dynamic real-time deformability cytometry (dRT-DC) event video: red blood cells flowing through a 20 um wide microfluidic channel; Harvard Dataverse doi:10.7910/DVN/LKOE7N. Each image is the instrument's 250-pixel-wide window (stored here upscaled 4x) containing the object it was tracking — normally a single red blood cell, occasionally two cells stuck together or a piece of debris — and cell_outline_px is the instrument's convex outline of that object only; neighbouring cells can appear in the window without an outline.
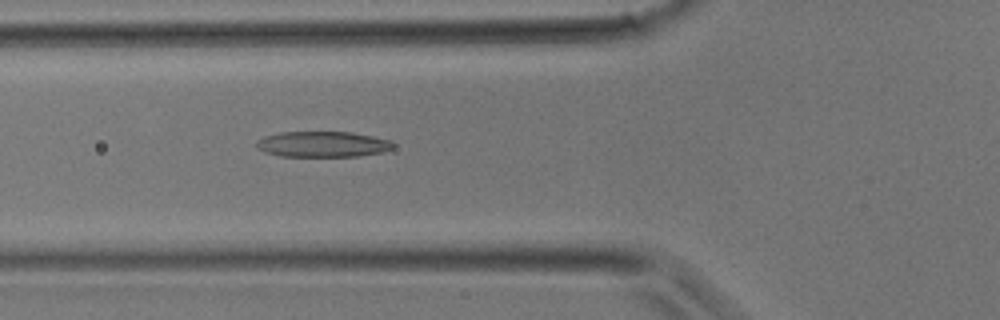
{"species": "common noctule bat (a hibernating species)", "species_latin": "Nyctalus noctula", "temperature_condition": "room temperature", "stored_images_in_passage": 37, "camera_frame_rate_fps": 3000, "um_per_image_px": 0.085, "animal": {"sex": "male", "body_mass_g": 17.9}, "frame": {"image": 1, "passage_image": 13, "time_ms": 4.0, "image_size_px": [1000, 320], "cell_outline_px": [[396, 144], [392, 148], [380, 152], [360, 156], [280, 156], [264, 152], [256, 148], [256, 140], [264, 136], [280, 132], [352, 132], [392, 140]], "centroid_in_image_um": [27.41, 12.25], "position_along_channel_um": 98.4, "area_um2": 20.58}}
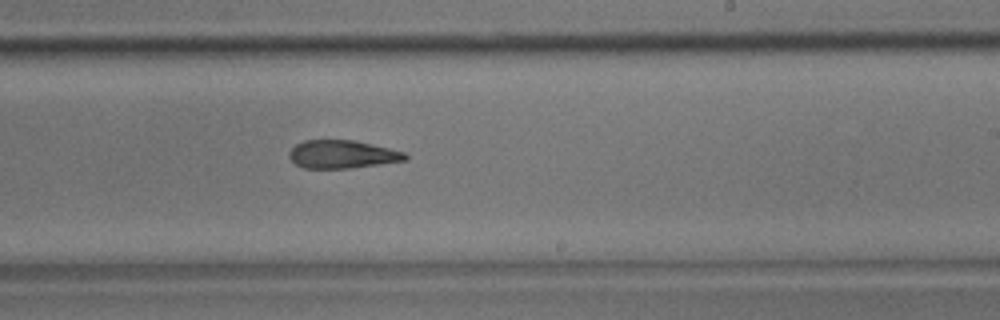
{"frame": {"image": 2, "passage_image": 22, "time_ms": 7.0, "image_size_px": [1000, 320], "cell_outline_px": [[408, 160], [352, 168], [304, 168], [296, 164], [288, 156], [288, 152], [296, 144], [304, 140], [356, 140], [404, 152], [408, 156]], "centroid_in_image_um": [29.09, 13.11], "position_along_channel_um": 259.9, "area_um2": 19.02}}
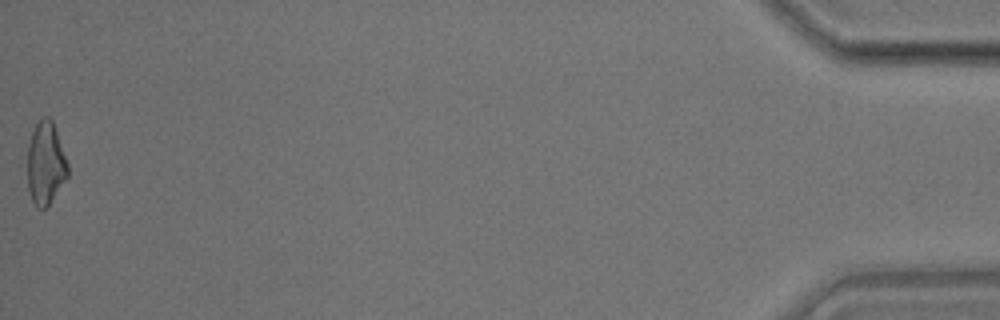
{"frame": {"image": 3, "passage_image": 37, "time_ms": 12.0, "image_size_px": [1000, 320], "cell_outline_px": [[68, 176], [48, 208], [36, 208], [32, 200], [28, 188], [28, 144], [32, 132], [36, 124], [44, 116], [48, 116], [52, 120], [68, 164]], "centroid_in_image_um": [3.88, 13.93], "position_along_channel_um": 431.3, "area_um2": 19.48}}